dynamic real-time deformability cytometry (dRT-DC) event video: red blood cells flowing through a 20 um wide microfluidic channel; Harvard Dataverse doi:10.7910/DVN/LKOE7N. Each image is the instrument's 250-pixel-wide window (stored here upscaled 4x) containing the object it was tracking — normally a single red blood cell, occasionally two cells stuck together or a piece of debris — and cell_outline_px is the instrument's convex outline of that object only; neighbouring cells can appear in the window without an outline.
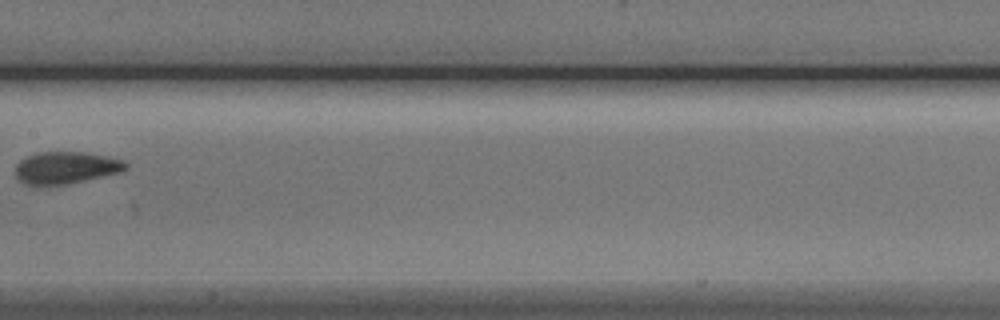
{"species": "Egyptian fruit bat (a non-hibernating species)", "species_latin": "Rousettus aegyptiacus", "temperature_condition": "cold", "stored_images_in_passage": 6, "camera_frame_rate_fps": 3000, "um_per_image_px": 0.085, "animal": {"sex": "male"}, "frame": {"image": 1, "passage_image": 6, "time_ms": 5.667, "image_size_px": [1000, 320], "cell_outline_px": [[128, 168], [120, 172], [84, 180], [64, 184], [40, 188], [24, 184], [16, 180], [16, 164], [20, 160], [36, 152], [84, 152], [108, 156], [124, 160], [128, 164]], "centroid_in_image_um": [5.55, 14.28], "position_along_channel_um": 201.9, "area_um2": 21.1}}